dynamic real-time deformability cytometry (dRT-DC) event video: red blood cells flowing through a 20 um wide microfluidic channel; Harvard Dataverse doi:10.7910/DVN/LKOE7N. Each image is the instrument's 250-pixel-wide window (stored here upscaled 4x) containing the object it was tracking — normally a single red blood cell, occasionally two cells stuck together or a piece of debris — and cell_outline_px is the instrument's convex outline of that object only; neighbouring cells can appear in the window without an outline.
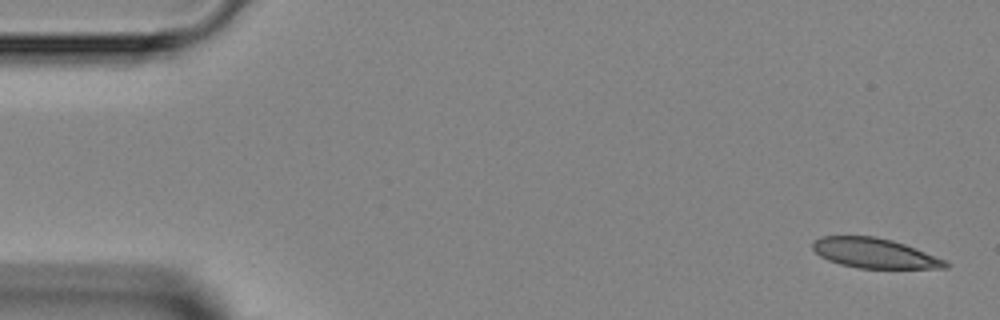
{"species": "Egyptian fruit bat (a non-hibernating species)", "species_latin": "Rousettus aegyptiacus", "temperature_condition": "room temperature", "stored_images_in_passage": 4, "camera_frame_rate_fps": 3000, "um_per_image_px": 0.085, "animal": {"sex": "female"}, "frame": {"image": 1, "passage_image": 1, "time_ms": 0.0, "image_size_px": [1000, 320], "cell_outline_px": [[952, 264], [948, 268], [860, 268], [840, 264], [828, 260], [820, 256], [812, 248], [812, 240], [820, 236], [876, 236], [892, 240], [916, 248], [948, 260]], "centroid_in_image_um": [74.36, 21.51], "position_along_channel_um": 10.6, "area_um2": 23.35}}
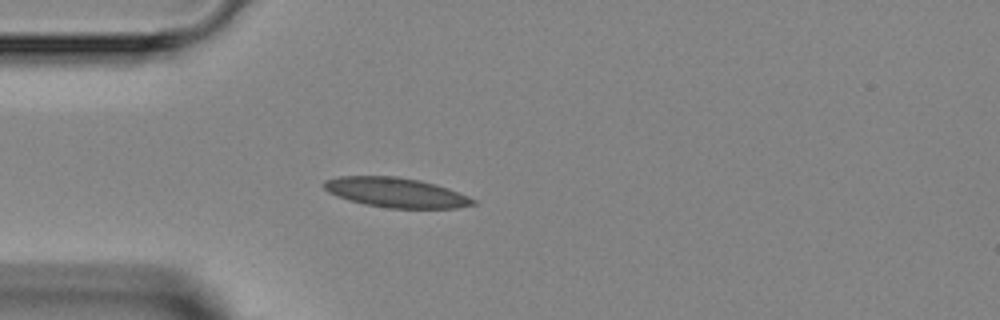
{"frame": {"image": 2, "passage_image": 4, "time_ms": 3.667, "image_size_px": [1000, 320], "cell_outline_px": [[476, 204], [456, 208], [388, 208], [364, 204], [348, 200], [328, 192], [324, 188], [324, 180], [340, 176], [396, 176], [420, 180], [436, 184], [448, 188], [468, 196], [476, 200]], "centroid_in_image_um": [33.66, 16.36], "position_along_channel_um": 51.3, "area_um2": 25.84}}